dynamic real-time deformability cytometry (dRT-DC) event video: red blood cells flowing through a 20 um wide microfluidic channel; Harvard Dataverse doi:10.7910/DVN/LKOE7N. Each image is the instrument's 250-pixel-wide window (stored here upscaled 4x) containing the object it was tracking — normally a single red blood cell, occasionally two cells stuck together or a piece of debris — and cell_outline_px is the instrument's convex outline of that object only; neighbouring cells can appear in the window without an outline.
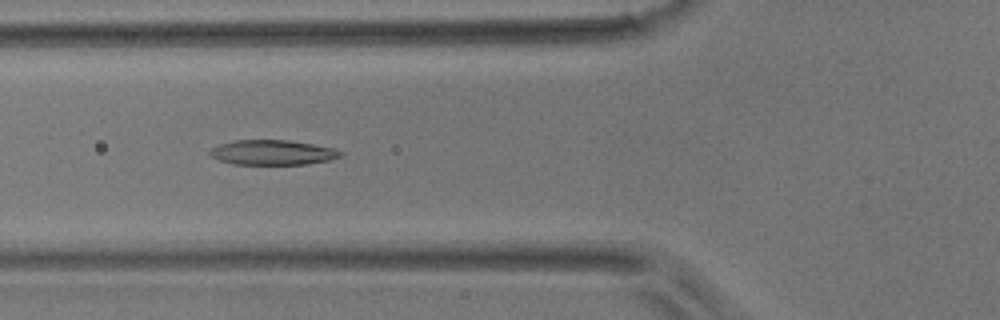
{"species": "common noctule bat (a hibernating species)", "species_latin": "Nyctalus noctula", "temperature_condition": "room temperature", "stored_images_in_passage": 42, "camera_frame_rate_fps": 3000, "um_per_image_px": 0.085, "animal": {"sex": "male", "body_mass_g": 17.9}, "frame": {"image": 1, "passage_image": 16, "time_ms": 5.0, "image_size_px": [1000, 320], "cell_outline_px": [[344, 156], [328, 160], [308, 164], [232, 164], [220, 160], [212, 156], [208, 152], [212, 148], [220, 144], [232, 140], [288, 140], [312, 144], [332, 148], [344, 152]], "centroid_in_image_um": [23.18, 12.96], "position_along_channel_um": 102.6, "area_um2": 18.9}}
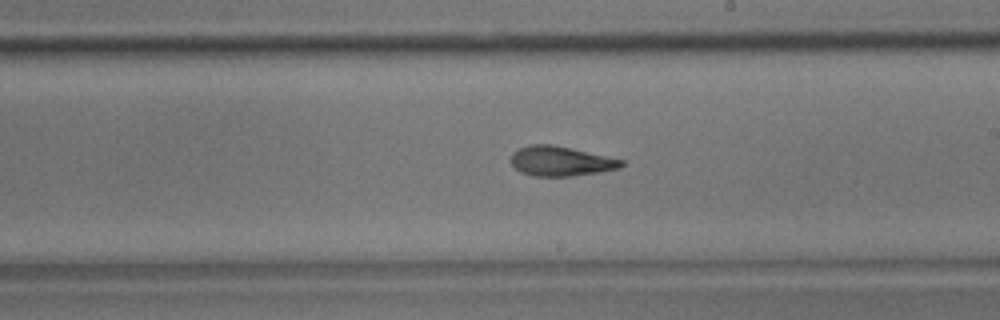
{"frame": {"image": 2, "passage_image": 26, "time_ms": 8.333, "image_size_px": [1000, 320], "cell_outline_px": [[624, 164], [620, 168], [600, 172], [572, 176], [536, 176], [520, 172], [512, 164], [512, 152], [520, 148], [532, 144], [552, 144], [624, 160]], "centroid_in_image_um": [47.67, 13.7], "position_along_channel_um": 241.3, "area_um2": 18.96}}
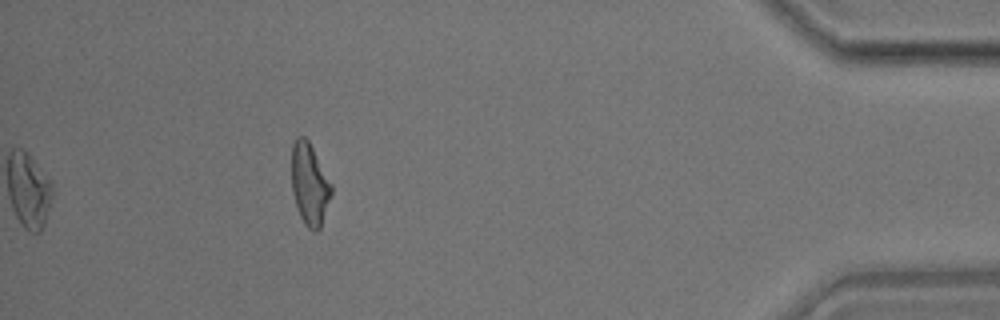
{"frame": {"image": 3, "passage_image": 42, "time_ms": 13.667, "image_size_px": [1000, 320], "cell_outline_px": [[332, 192], [320, 228], [316, 232], [308, 228], [304, 224], [300, 216], [292, 192], [292, 144], [296, 136], [304, 136], [308, 140], [332, 184]], "centroid_in_image_um": [26.31, 15.65], "position_along_channel_um": 408.9, "area_um2": 18.84}}